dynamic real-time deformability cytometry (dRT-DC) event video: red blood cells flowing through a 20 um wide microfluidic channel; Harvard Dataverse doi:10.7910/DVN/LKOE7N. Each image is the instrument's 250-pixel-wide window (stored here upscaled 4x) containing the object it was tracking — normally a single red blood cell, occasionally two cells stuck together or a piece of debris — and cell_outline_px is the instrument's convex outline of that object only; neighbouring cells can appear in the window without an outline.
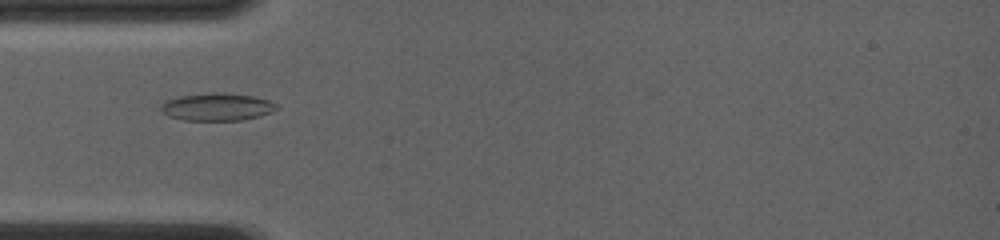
{"species": "common noctule bat (a hibernating species)", "species_latin": "Nyctalus noctula", "temperature_condition": "room temperature", "stored_images_in_passage": 45, "camera_frame_rate_fps": 4000, "um_per_image_px": 0.085, "animal": {"sex": "female", "body_mass_g": 19.0, "forearm_length_mm": 56.7}, "frame": {"image": 1, "passage_image": 15, "time_ms": 4.5, "image_size_px": [1000, 240], "cell_outline_px": [[280, 108], [272, 112], [260, 116], [240, 120], [184, 120], [168, 116], [160, 108], [160, 104], [164, 100], [180, 96], [212, 92], [224, 92], [252, 96], [268, 100], [276, 104]], "centroid_in_image_um": [18.44, 9.08], "position_along_channel_um": 66.6, "area_um2": 18.67}}
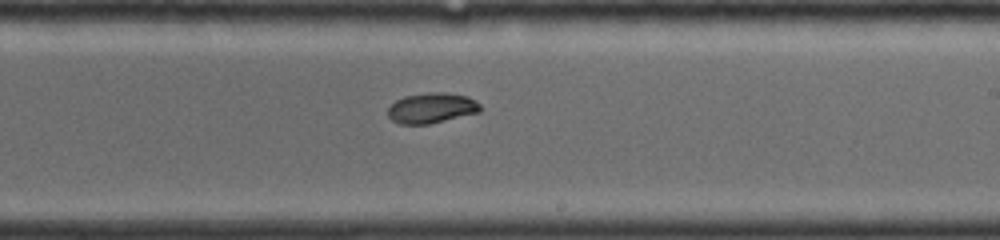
{"frame": {"image": 2, "passage_image": 28, "time_ms": 9.0, "image_size_px": [1000, 240], "cell_outline_px": [[480, 112], [428, 124], [400, 124], [392, 120], [388, 116], [388, 108], [396, 100], [404, 96], [428, 92], [444, 92], [468, 96], [476, 100], [480, 104]], "centroid_in_image_um": [36.69, 9.17], "position_along_channel_um": 252.3, "area_um2": 16.36}}
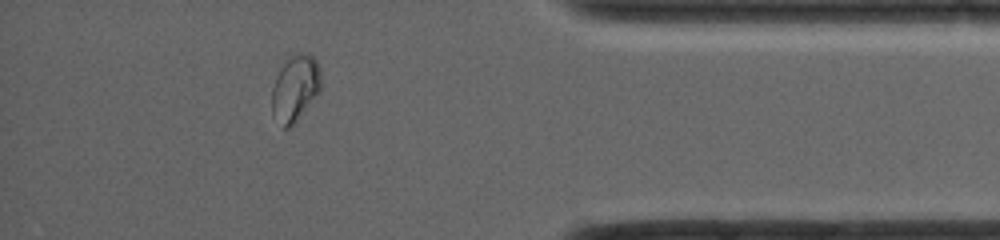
{"frame": {"image": 3, "passage_image": 41, "time_ms": 13.25, "image_size_px": [1000, 240], "cell_outline_px": [[320, 92], [296, 120], [288, 128], [284, 128], [272, 116], [272, 88], [276, 76], [280, 68], [288, 56], [300, 52], [308, 52], [316, 60], [320, 68]], "centroid_in_image_um": [25.08, 7.46], "position_along_channel_um": 410.1, "area_um2": 19.02}, "authors_computed_cell_mechanics": {"area_um2": 17.2244, "velocity_mm_per_s": 4.1336, "shape_relaxation_time_tau1_ms": 6.1976, "shape_relaxation_time_tau2_ms": null, "deformation_change_tau1": 0.1795, "deformation_change_tau2": null}}